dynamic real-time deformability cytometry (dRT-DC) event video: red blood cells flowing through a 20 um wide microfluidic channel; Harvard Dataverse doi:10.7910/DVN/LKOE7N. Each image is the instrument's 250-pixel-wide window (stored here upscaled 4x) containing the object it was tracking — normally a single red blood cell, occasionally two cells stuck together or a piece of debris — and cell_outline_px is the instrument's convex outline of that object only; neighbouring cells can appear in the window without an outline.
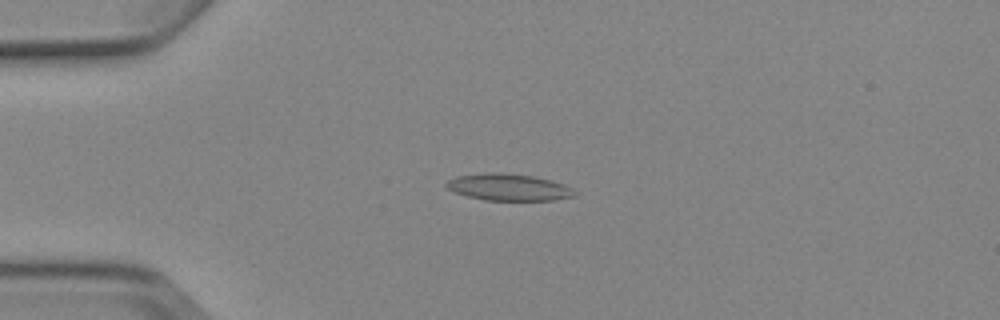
{"species": "Egyptian fruit bat (a non-hibernating species)", "species_latin": "Rousettus aegyptiacus", "temperature_condition": "cold", "stored_images_in_passage": 5, "camera_frame_rate_fps": 3000, "um_per_image_px": 0.085, "animal": {"sex": "female"}, "frame": {"image": 1, "passage_image": 4, "time_ms": 3.333, "image_size_px": [1000, 320], "cell_outline_px": [[576, 196], [556, 200], [484, 200], [468, 196], [456, 192], [448, 188], [444, 184], [448, 180], [456, 176], [488, 172], [504, 172], [532, 176], [552, 180], [564, 184], [572, 188]], "centroid_in_image_um": [43.24, 15.9], "position_along_channel_um": 41.8, "area_um2": 20.06}}